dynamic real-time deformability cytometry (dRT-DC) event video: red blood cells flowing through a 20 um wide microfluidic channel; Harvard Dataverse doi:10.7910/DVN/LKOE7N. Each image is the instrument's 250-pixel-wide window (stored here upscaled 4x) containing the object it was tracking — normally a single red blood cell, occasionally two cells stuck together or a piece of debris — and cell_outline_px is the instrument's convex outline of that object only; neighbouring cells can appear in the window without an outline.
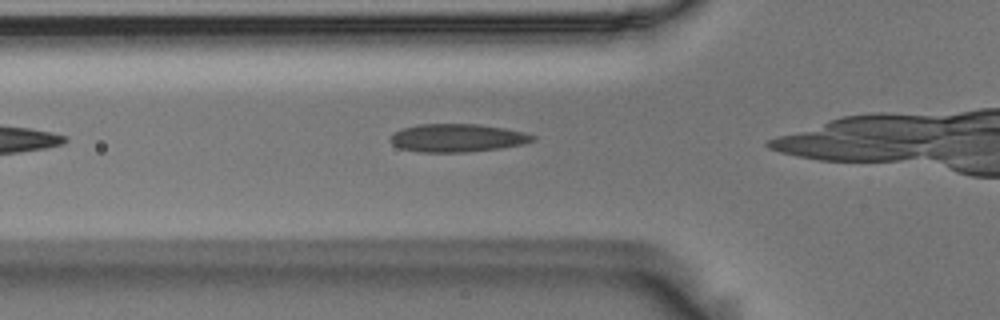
{"species": "Egyptian fruit bat (a non-hibernating species)", "species_latin": "Rousettus aegyptiacus", "temperature_condition": "room temperature", "stored_images_in_passage": 23, "camera_frame_rate_fps": 3000, "um_per_image_px": 0.085, "animal": {"sex": "male"}, "frame": {"image": 1, "passage_image": 2, "time_ms": 0.333, "image_size_px": [1000, 320], "cell_outline_px": [[536, 140], [524, 144], [500, 148], [464, 152], [420, 152], [400, 148], [392, 144], [392, 132], [400, 128], [420, 124], [480, 124], [504, 128], [524, 132], [536, 136]], "centroid_in_image_um": [38.88, 11.72], "position_along_channel_um": 86.9, "area_um2": 23.35}}
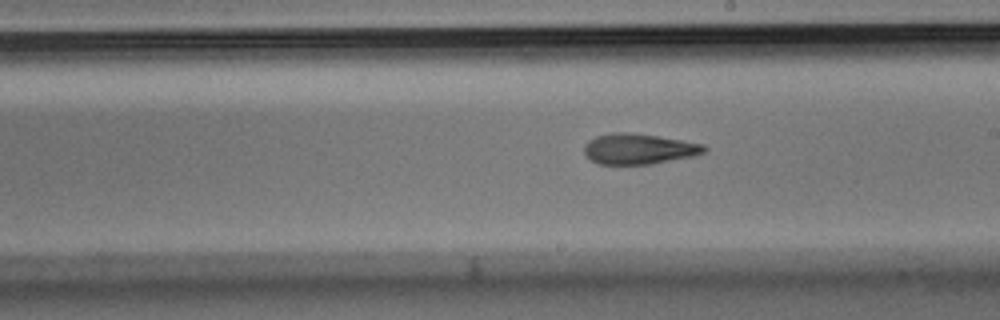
{"frame": {"image": 2, "passage_image": 11, "time_ms": 3.333, "image_size_px": [1000, 320], "cell_outline_px": [[708, 148], [704, 152], [692, 156], [652, 164], [600, 164], [592, 160], [584, 152], [584, 144], [588, 140], [596, 136], [612, 132], [624, 132], [656, 136], [704, 144]], "centroid_in_image_um": [54.28, 12.65], "position_along_channel_um": 234.7, "area_um2": 21.15}}
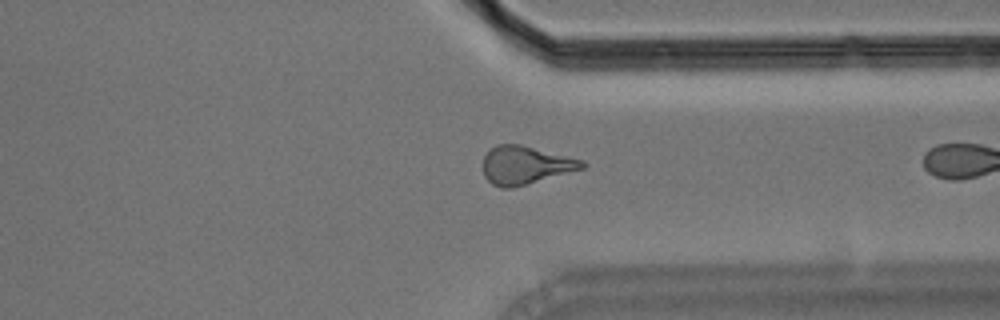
{"frame": {"image": 3, "passage_image": 22, "time_ms": 7.0, "image_size_px": [1000, 320], "cell_outline_px": [[588, 164], [584, 168], [512, 188], [500, 188], [492, 184], [484, 176], [484, 156], [496, 144], [520, 144], [584, 160]], "centroid_in_image_um": [44.67, 14.03], "position_along_channel_um": 366.7, "area_um2": 21.91}}